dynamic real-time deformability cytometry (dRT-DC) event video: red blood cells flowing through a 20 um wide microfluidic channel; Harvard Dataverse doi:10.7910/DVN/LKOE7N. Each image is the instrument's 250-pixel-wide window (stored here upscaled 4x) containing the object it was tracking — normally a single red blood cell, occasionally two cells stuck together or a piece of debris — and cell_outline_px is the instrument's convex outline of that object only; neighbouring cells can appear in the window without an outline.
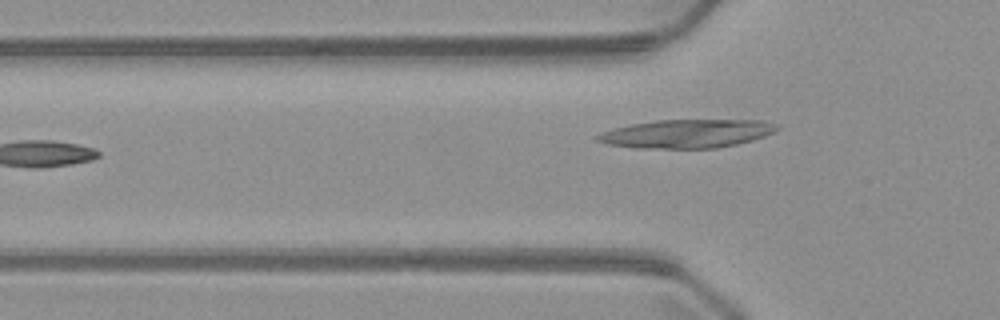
{"species": "common noctule bat (a hibernating species)", "species_latin": "Nyctalus noctula", "temperature_condition": "warm", "stored_images_in_passage": 7, "camera_frame_rate_fps": 3000, "um_per_image_px": 0.085, "animal": {"sex": "male", "body_mass_g": 23.1, "forearm_length_mm": 52.7}, "frame": {"image": 1, "passage_image": 6, "time_ms": 6.0, "image_size_px": [1000, 320], "cell_outline_px": [[780, 128], [776, 132], [752, 140], [736, 144], [716, 148], [636, 148], [608, 144], [596, 140], [592, 136], [612, 128], [628, 124], [656, 120], [764, 120], [780, 124]], "centroid_in_image_um": [58.38, 11.35], "position_along_channel_um": 67.4, "area_um2": 30.17}}
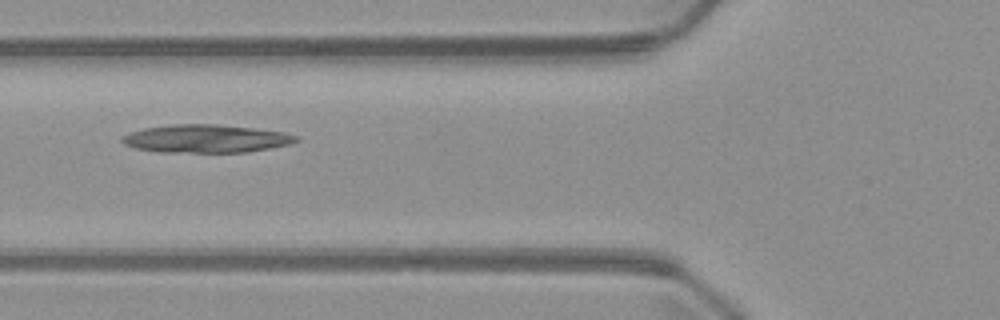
{"frame": {"image": 2, "passage_image": 7, "time_ms": 7.0, "image_size_px": [1000, 320], "cell_outline_px": [[300, 140], [288, 144], [248, 152], [156, 152], [136, 148], [124, 144], [120, 140], [120, 136], [144, 128], [172, 124], [216, 124], [252, 128], [284, 132], [300, 136]], "centroid_in_image_um": [17.49, 11.78], "position_along_channel_um": 108.3, "area_um2": 28.44}}